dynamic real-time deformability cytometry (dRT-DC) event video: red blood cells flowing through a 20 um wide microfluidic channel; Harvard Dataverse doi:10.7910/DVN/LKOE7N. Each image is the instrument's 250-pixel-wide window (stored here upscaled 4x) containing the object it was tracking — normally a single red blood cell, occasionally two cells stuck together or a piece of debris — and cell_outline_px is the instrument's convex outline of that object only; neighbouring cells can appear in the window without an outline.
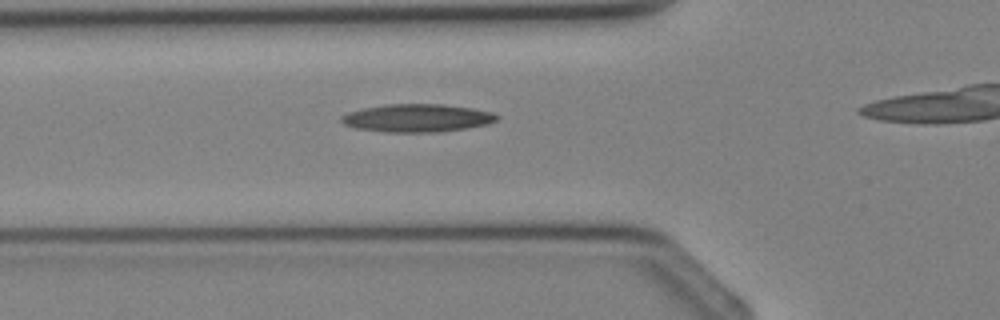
{"species": "Egyptian fruit bat (a non-hibernating species)", "species_latin": "Rousettus aegyptiacus", "temperature_condition": "cold", "stored_images_in_passage": 21, "camera_frame_rate_fps": 3000, "um_per_image_px": 0.085, "animal": {"sex": "female"}, "frame": {"image": 1, "passage_image": 4, "time_ms": 1.0, "image_size_px": [1000, 320], "cell_outline_px": [[500, 120], [488, 124], [468, 128], [436, 132], [384, 132], [356, 128], [344, 124], [340, 120], [340, 116], [348, 112], [364, 108], [384, 104], [444, 104], [472, 108], [492, 112], [500, 116]], "centroid_in_image_um": [35.49, 10.03], "position_along_channel_um": 90.3, "area_um2": 25.55}}
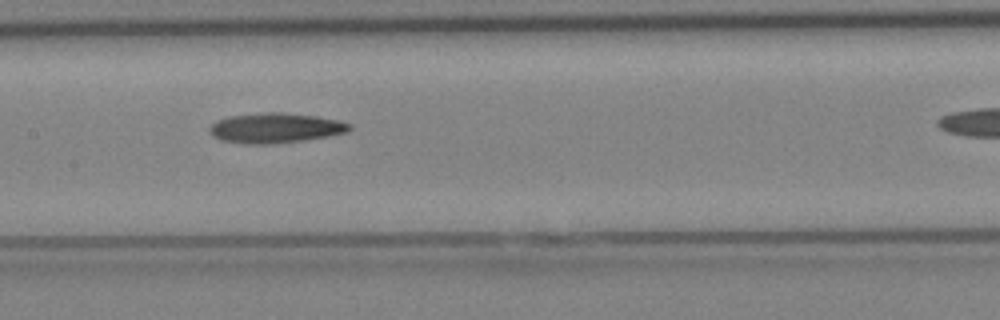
{"frame": {"image": 2, "passage_image": 9, "time_ms": 2.667, "image_size_px": [1000, 320], "cell_outline_px": [[352, 128], [348, 132], [328, 136], [272, 144], [248, 144], [220, 140], [212, 136], [208, 132], [208, 128], [216, 120], [228, 116], [268, 112], [280, 112], [312, 116], [336, 120], [352, 124]], "centroid_in_image_um": [23.35, 10.88], "position_along_channel_um": 184.0, "area_um2": 24.33}}
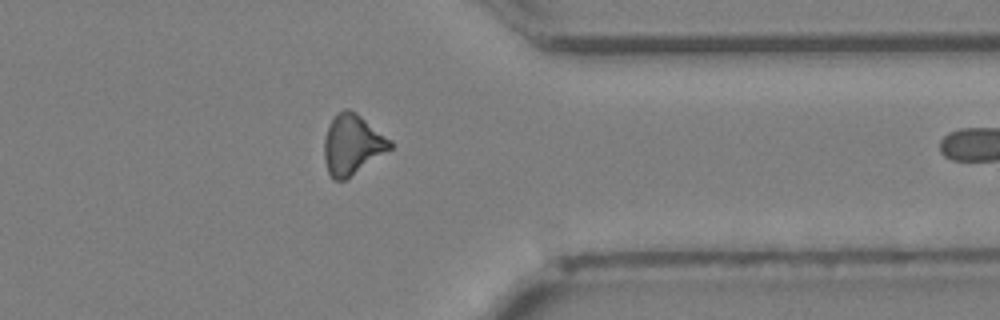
{"frame": {"image": 3, "passage_image": 20, "time_ms": 6.333, "image_size_px": [1000, 320], "cell_outline_px": [[392, 148], [344, 180], [332, 180], [328, 172], [324, 160], [324, 140], [328, 124], [336, 112], [344, 108], [348, 108], [356, 112], [392, 140]], "centroid_in_image_um": [29.92, 12.25], "position_along_channel_um": 381.5, "area_um2": 23.12}}